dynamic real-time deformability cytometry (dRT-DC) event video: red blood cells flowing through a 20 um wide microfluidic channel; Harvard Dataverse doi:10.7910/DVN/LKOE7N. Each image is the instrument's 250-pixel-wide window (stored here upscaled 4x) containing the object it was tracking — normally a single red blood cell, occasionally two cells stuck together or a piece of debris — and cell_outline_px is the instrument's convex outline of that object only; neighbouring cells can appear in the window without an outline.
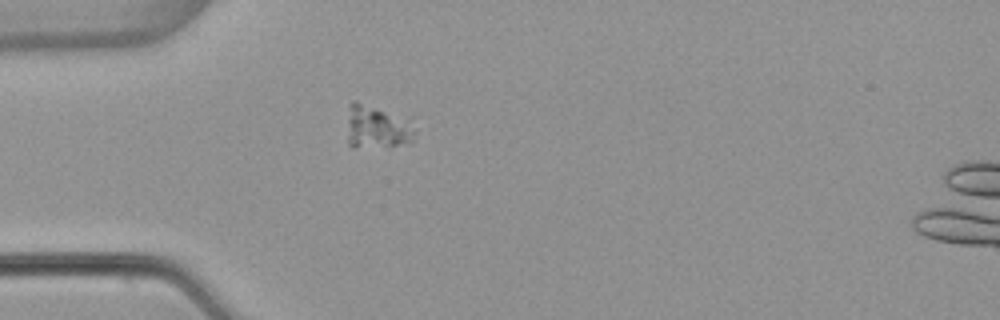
{"species": "common noctule bat (a hibernating species)", "species_latin": "Nyctalus noctula", "temperature_condition": "warm", "stored_images_in_passage": 39, "camera_frame_rate_fps": 3000, "um_per_image_px": 0.085, "animal": {"sex": "female", "body_mass_g": 22.7, "forearm_length_mm": 54.2}, "frame": {"image": 1, "passage_image": 1, "time_ms": 0.0, "image_size_px": [1000, 320], "cell_outline_px": [[416, 136], [412, 140], [396, 144], [352, 148], [348, 144], [348, 120], [352, 100], [380, 112], [416, 128]], "centroid_in_image_um": [31.94, 10.9], "position_along_channel_um": 53.1, "area_um2": 15.2}}
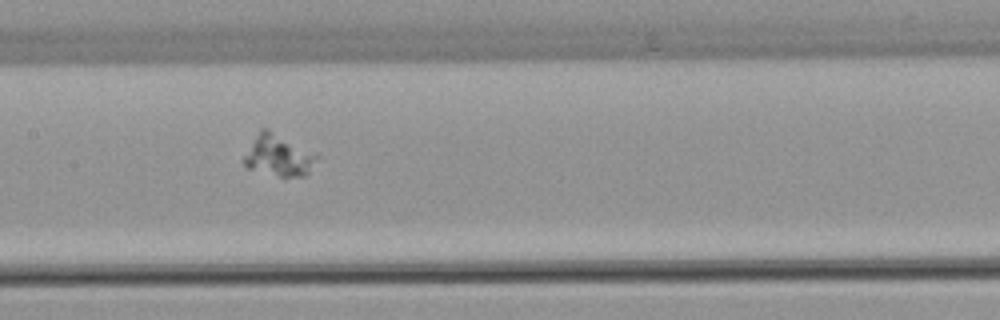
{"frame": {"image": 2, "passage_image": 12, "time_ms": 3.667, "image_size_px": [1000, 320], "cell_outline_px": [[320, 156], [308, 172], [304, 176], [280, 176], [244, 168], [244, 156], [260, 128], [268, 128]], "centroid_in_image_um": [23.65, 13.21], "position_along_channel_um": 183.7, "area_um2": 17.34}}
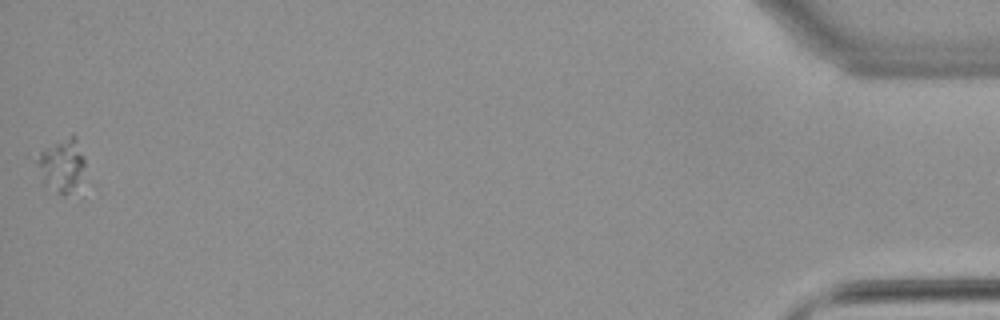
{"frame": {"image": 3, "passage_image": 39, "time_ms": 12.667, "image_size_px": [1000, 320], "cell_outline_px": [[84, 164], [72, 196], [64, 196], [44, 188], [36, 164], [36, 160], [40, 152], [72, 132], [76, 136], [84, 156]], "centroid_in_image_um": [5.22, 14.07], "position_along_channel_um": 430.0, "area_um2": 15.2}}